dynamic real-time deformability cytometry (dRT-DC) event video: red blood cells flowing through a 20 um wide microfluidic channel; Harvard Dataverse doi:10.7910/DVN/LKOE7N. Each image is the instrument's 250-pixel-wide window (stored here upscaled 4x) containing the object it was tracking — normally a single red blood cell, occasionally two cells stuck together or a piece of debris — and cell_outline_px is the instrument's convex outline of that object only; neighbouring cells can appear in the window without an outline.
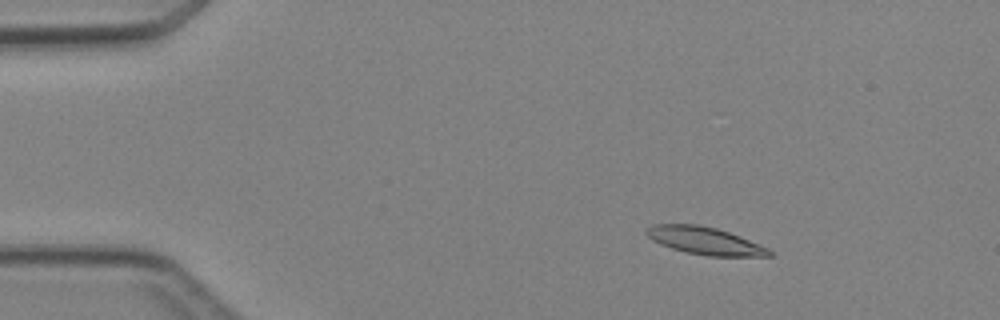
{"species": "Egyptian fruit bat (a non-hibernating species)", "species_latin": "Rousettus aegyptiacus", "temperature_condition": "cold", "stored_images_in_passage": 5, "camera_frame_rate_fps": 3000, "um_per_image_px": 0.085, "animal": {"sex": "female"}, "frame": {"image": 1, "passage_image": 3, "time_ms": 2.333, "image_size_px": [1000, 320], "cell_outline_px": [[772, 256], [708, 256], [688, 252], [672, 248], [660, 244], [652, 240], [644, 232], [652, 224], [696, 224], [716, 228], [740, 236], [768, 248], [772, 252]], "centroid_in_image_um": [59.9, 20.46], "position_along_channel_um": 25.1, "area_um2": 19.48}}
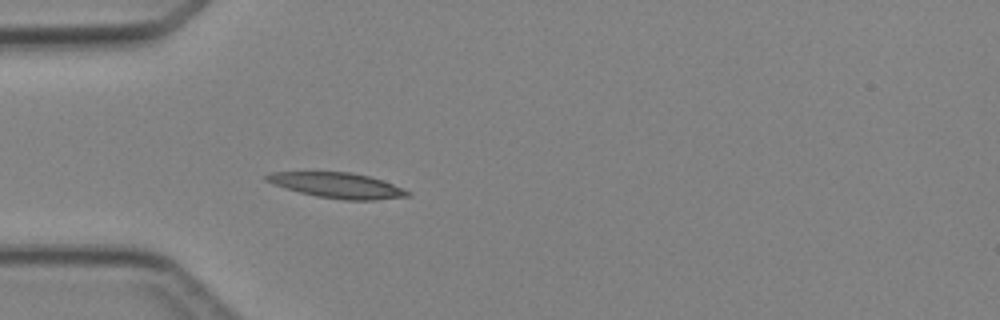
{"frame": {"image": 2, "passage_image": 5, "time_ms": 4.667, "image_size_px": [1000, 320], "cell_outline_px": [[412, 196], [372, 200], [344, 200], [316, 196], [300, 192], [272, 184], [264, 180], [264, 176], [272, 172], [352, 172], [368, 176], [392, 184], [412, 192]], "centroid_in_image_um": [28.67, 15.76], "position_along_channel_um": 56.3, "area_um2": 20.75}}